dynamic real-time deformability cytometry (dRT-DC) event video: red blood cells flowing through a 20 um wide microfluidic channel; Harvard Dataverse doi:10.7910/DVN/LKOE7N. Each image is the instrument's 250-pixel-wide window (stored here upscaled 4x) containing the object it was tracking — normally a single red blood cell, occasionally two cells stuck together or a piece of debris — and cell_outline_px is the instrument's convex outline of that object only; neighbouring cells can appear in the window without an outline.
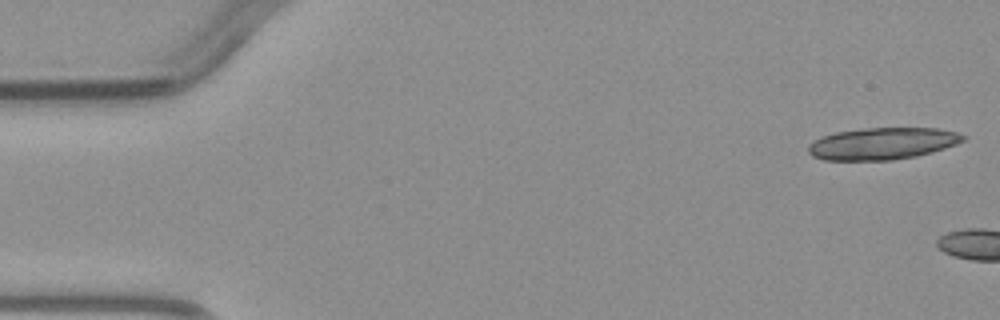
{"species": "common noctule bat (a hibernating species)", "species_latin": "Nyctalus noctula", "temperature_condition": "warm", "stored_images_in_passage": 2, "camera_frame_rate_fps": 3000, "um_per_image_px": 0.085, "animal": {"sex": "male", "body_mass_g": 23.1, "forearm_length_mm": 52.7}, "frame": {"image": 1, "passage_image": 1, "time_ms": 0.0, "image_size_px": [1000, 320], "cell_outline_px": [[968, 136], [964, 140], [956, 144], [932, 152], [916, 156], [892, 160], [824, 160], [812, 156], [808, 152], [808, 144], [824, 136], [836, 132], [868, 128], [936, 128], [956, 132]], "centroid_in_image_um": [75.02, 12.21], "position_along_channel_um": 10.0, "area_um2": 28.67}}